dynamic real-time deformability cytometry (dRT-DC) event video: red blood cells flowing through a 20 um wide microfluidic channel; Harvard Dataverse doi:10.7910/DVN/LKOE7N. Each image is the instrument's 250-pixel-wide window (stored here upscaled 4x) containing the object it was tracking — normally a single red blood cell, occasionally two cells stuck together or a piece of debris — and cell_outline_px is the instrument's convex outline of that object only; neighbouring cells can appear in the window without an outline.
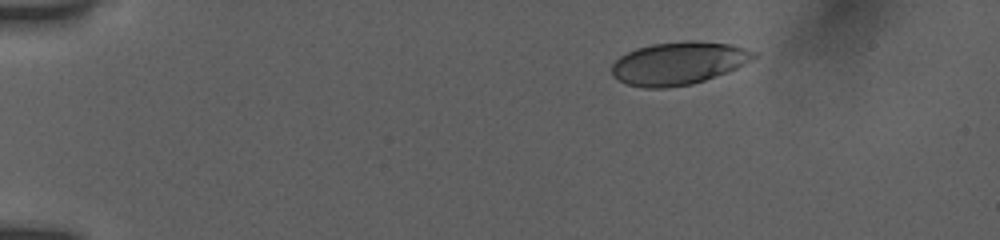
{"species": "human", "species_latin": "Homo sapiens", "temperature_condition": "room temperature", "stored_images_in_passage": 31, "camera_frame_rate_fps": 3000, "um_per_image_px": 0.085, "donor": {"sex": "female"}, "frame": {"image": 1, "passage_image": 1, "time_ms": 0.0, "image_size_px": [1000, 240], "cell_outline_px": [[756, 56], [744, 64], [728, 72], [692, 84], [668, 88], [644, 88], [628, 84], [612, 76], [612, 64], [620, 56], [636, 48], [652, 44], [684, 40], [696, 40], [732, 44], [756, 52]], "centroid_in_image_um": [57.67, 5.37], "position_along_channel_um": 27.3, "area_um2": 35.49}}
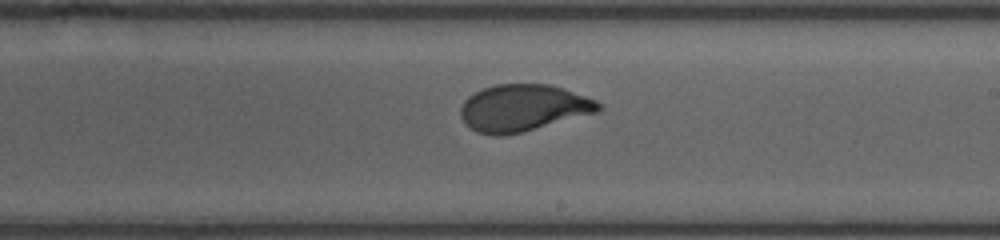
{"frame": {"image": 2, "passage_image": 13, "time_ms": 8.0, "image_size_px": [1000, 240], "cell_outline_px": [[604, 108], [600, 112], [504, 136], [492, 136], [476, 132], [464, 124], [460, 116], [460, 108], [464, 100], [468, 96], [484, 88], [496, 84], [548, 84], [564, 88], [596, 100], [604, 104]], "centroid_in_image_um": [44.48, 9.18], "position_along_channel_um": 244.5, "area_um2": 37.97}}
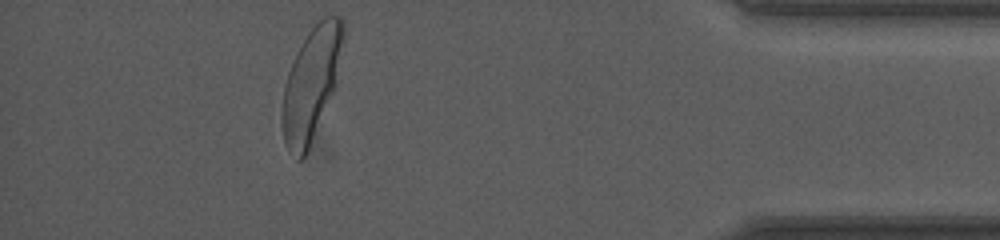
{"frame": {"image": 3, "passage_image": 27, "time_ms": 13.333, "image_size_px": [1000, 240], "cell_outline_px": [[344, 36], [336, 84], [308, 148], [304, 156], [300, 160], [288, 148], [284, 140], [280, 116], [280, 112], [284, 88], [288, 72], [292, 60], [296, 52], [308, 32], [324, 16], [340, 16], [344, 20]], "centroid_in_image_um": [26.44, 7.06], "position_along_channel_um": 408.8, "area_um2": 39.59}, "authors_computed_cell_mechanics": {"area_um2": 37.9746, "velocity_mm_per_s": 3.8568, "shape_relaxation_time_tau1_ms": 3.2749, "shape_relaxation_time_tau2_ms": null, "deformation_change_tau1": 0.1387, "deformation_change_tau2": null}}